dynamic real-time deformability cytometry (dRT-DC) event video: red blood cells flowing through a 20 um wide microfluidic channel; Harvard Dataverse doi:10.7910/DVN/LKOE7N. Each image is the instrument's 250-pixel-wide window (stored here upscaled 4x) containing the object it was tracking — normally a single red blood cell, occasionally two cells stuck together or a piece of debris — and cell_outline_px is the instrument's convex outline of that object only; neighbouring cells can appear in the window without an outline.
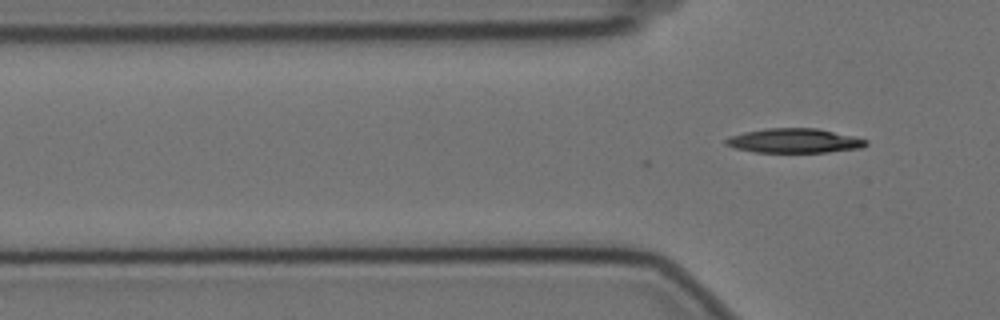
{"species": "Egyptian fruit bat (a non-hibernating species)", "species_latin": "Rousettus aegyptiacus", "temperature_condition": "cold", "stored_images_in_passage": 2, "camera_frame_rate_fps": 3000, "um_per_image_px": 0.085, "animal": {"sex": "female"}, "frame": {"image": 1, "passage_image": 2, "time_ms": 0.333, "image_size_px": [1000, 320], "cell_outline_px": [[868, 144], [860, 148], [828, 152], [756, 152], [736, 148], [724, 144], [724, 140], [732, 136], [744, 132], [768, 128], [816, 128], [856, 136], [868, 140]], "centroid_in_image_um": [67.55, 11.96], "position_along_channel_um": 58.2, "area_um2": 19.88}}